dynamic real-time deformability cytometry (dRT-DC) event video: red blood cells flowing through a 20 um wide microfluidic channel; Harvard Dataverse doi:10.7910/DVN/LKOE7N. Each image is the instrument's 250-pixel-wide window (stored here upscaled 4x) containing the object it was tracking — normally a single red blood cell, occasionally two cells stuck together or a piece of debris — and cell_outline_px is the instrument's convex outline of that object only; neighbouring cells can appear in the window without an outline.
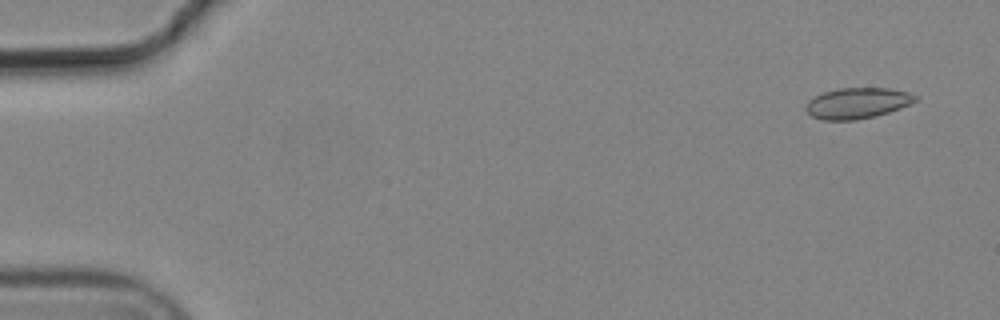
{"species": "common noctule bat (a hibernating species)", "species_latin": "Nyctalus noctula", "temperature_condition": "cold", "stored_images_in_passage": 5, "camera_frame_rate_fps": 3000, "um_per_image_px": 0.085, "animal": {"sex": "male", "body_mass_g": 19.2, "forearm_length_mm": 51.8}, "frame": {"image": 1, "passage_image": 1, "time_ms": 0.0, "image_size_px": [1000, 320], "cell_outline_px": [[920, 100], [900, 108], [876, 116], [856, 120], [824, 120], [812, 116], [804, 108], [804, 104], [808, 100], [824, 92], [840, 88], [888, 88], [908, 92], [920, 96]], "centroid_in_image_um": [72.9, 8.76], "position_along_channel_um": 12.1, "area_um2": 19.83}}
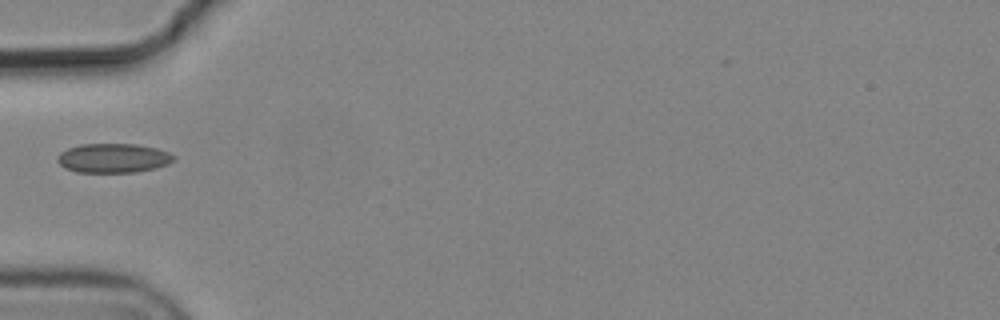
{"frame": {"image": 2, "passage_image": 4, "time_ms": 1.0, "image_size_px": [1000, 320], "cell_outline_px": [[176, 160], [168, 164], [156, 168], [136, 172], [76, 172], [64, 168], [56, 160], [56, 156], [60, 152], [68, 148], [80, 144], [136, 144], [156, 148], [168, 152], [176, 156]], "centroid_in_image_um": [9.62, 13.44], "position_along_channel_um": 75.4, "area_um2": 20.06}}
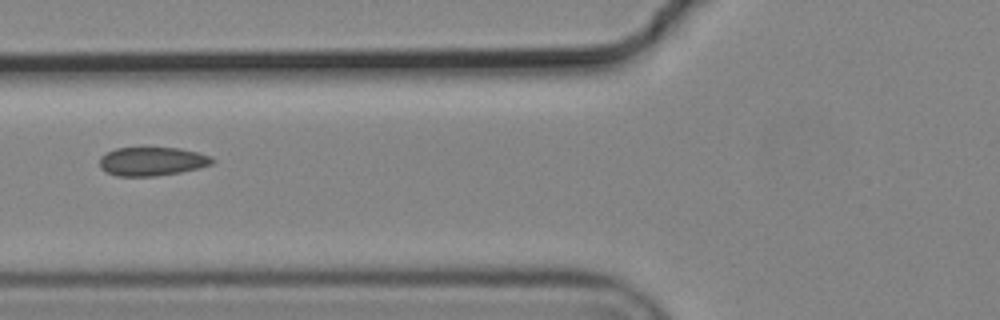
{"frame": {"image": 3, "passage_image": 5, "time_ms": 1.333, "image_size_px": [1000, 320], "cell_outline_px": [[216, 160], [212, 164], [180, 172], [156, 176], [116, 176], [100, 168], [100, 156], [116, 148], [180, 148], [212, 156]], "centroid_in_image_um": [12.93, 13.72], "position_along_channel_um": 112.9, "area_um2": 18.73}}